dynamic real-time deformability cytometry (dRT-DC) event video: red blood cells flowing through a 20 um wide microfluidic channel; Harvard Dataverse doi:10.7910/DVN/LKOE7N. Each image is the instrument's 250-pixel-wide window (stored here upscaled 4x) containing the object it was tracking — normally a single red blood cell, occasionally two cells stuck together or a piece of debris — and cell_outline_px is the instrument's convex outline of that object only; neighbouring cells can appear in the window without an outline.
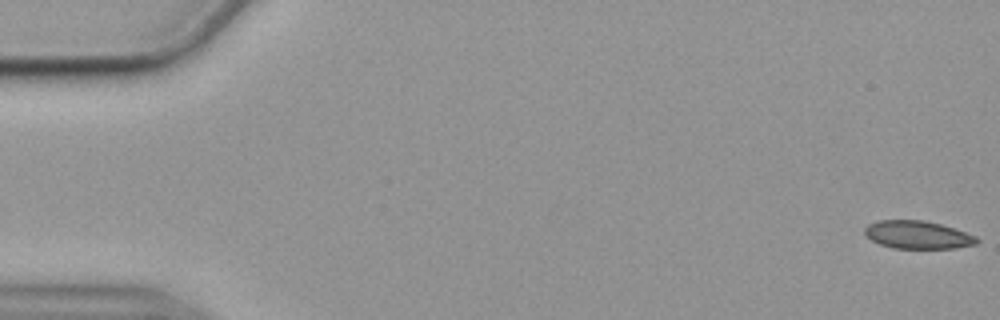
{"species": "common noctule bat (a hibernating species)", "species_latin": "Nyctalus noctula", "temperature_condition": "cold", "stored_images_in_passage": 56, "camera_frame_rate_fps": 3000, "um_per_image_px": 0.085, "animal": {"sex": "female", "body_mass_g": 19.9}, "frame": {"image": 1, "passage_image": 1, "time_ms": 0.0, "image_size_px": [1000, 320], "cell_outline_px": [[980, 240], [976, 244], [956, 248], [892, 248], [880, 244], [864, 236], [864, 228], [868, 224], [876, 220], [924, 220], [940, 224], [976, 236]], "centroid_in_image_um": [77.96, 19.96], "position_along_channel_um": 7.0, "area_um2": 18.26}}
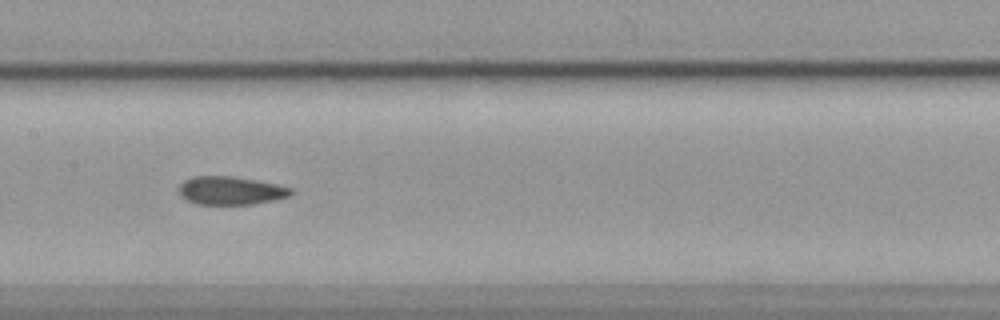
{"frame": {"image": 2, "passage_image": 28, "time_ms": 9.0, "image_size_px": [1000, 320], "cell_outline_px": [[292, 196], [252, 204], [196, 204], [180, 196], [180, 184], [184, 180], [192, 176], [232, 176], [256, 180], [276, 184], [292, 188]], "centroid_in_image_um": [19.61, 16.19], "position_along_channel_um": 187.8, "area_um2": 18.38}}
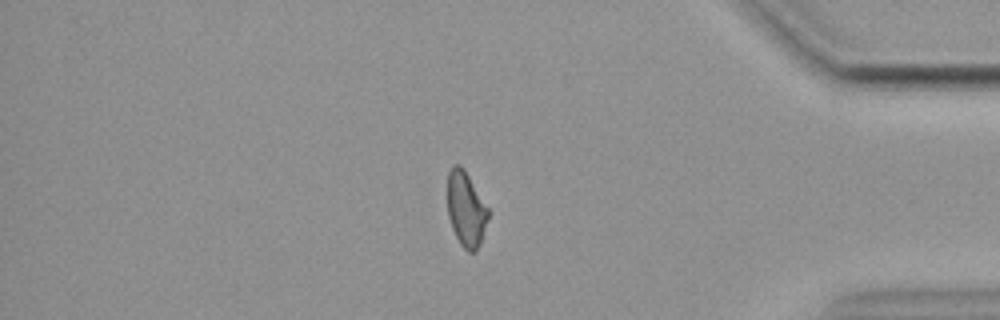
{"frame": {"image": 3, "passage_image": 48, "time_ms": 15.667, "image_size_px": [1000, 320], "cell_outline_px": [[488, 216], [480, 244], [476, 252], [468, 252], [460, 244], [452, 228], [448, 216], [448, 172], [452, 164], [460, 164], [464, 168], [488, 208]], "centroid_in_image_um": [39.59, 17.76], "position_along_channel_um": 395.6, "area_um2": 17.69}, "authors_computed_cell_mechanics": {"area_um2": 19.0451, "velocity_mm_per_s": 3.5651, "shape_relaxation_time_tau1_ms": null, "shape_relaxation_time_tau2_ms": 4.0933, "deformation_change_tau1": null, "deformation_change_tau2": 0.073}}